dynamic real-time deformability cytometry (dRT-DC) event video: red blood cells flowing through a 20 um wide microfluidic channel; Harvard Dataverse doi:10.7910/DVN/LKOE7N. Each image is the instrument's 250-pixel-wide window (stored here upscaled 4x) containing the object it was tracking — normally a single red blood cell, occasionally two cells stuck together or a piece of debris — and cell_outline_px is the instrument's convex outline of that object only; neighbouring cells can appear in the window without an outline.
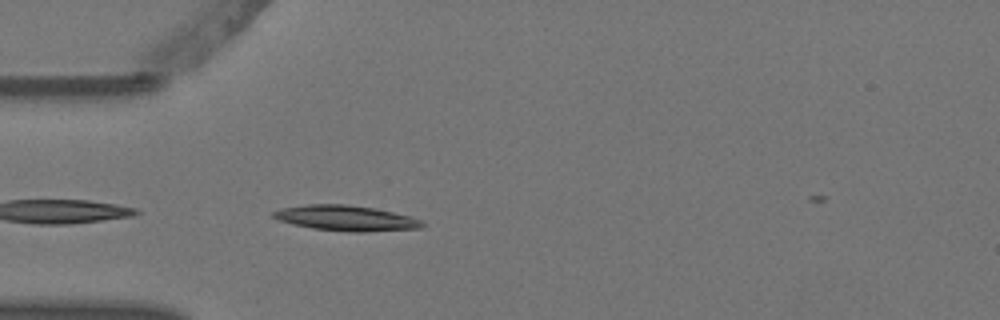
{"species": "Egyptian fruit bat (a non-hibernating species)", "species_latin": "Rousettus aegyptiacus", "temperature_condition": "warm", "stored_images_in_passage": 5, "camera_frame_rate_fps": 3000, "um_per_image_px": 0.085, "animal": {"sex": "female"}, "frame": {"image": 1, "passage_image": 5, "time_ms": 1.333, "image_size_px": [1000, 320], "cell_outline_px": [[424, 228], [360, 232], [352, 232], [312, 228], [292, 224], [280, 220], [272, 216], [272, 212], [280, 208], [304, 204], [348, 204], [372, 208], [412, 216], [420, 220], [424, 224]], "centroid_in_image_um": [29.4, 18.53], "position_along_channel_um": 55.6, "area_um2": 22.02}}